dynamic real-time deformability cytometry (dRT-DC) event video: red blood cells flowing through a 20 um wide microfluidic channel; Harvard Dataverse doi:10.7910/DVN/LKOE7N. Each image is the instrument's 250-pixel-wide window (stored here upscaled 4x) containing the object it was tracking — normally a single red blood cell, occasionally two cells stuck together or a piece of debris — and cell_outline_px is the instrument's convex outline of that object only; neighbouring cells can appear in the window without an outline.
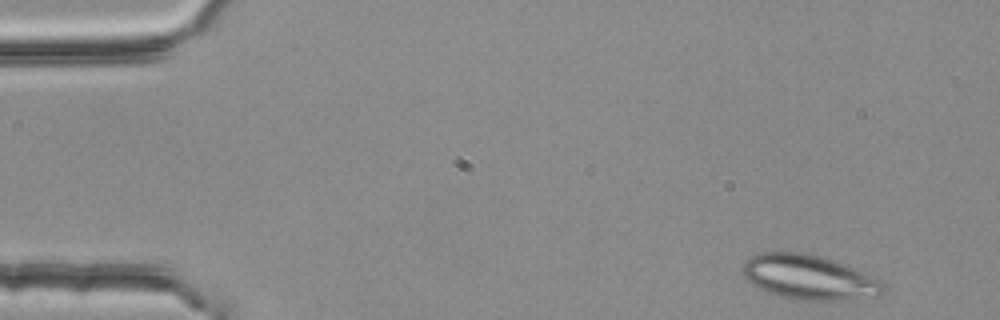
{"species": "common noctule bat (a hibernating species)", "species_latin": "Nyctalus noctula", "temperature_condition": "room temperature", "stored_images_in_passage": 6, "segment_of_instrument_passage": [1, 2], "camera_frame_rate_fps": 3000, "um_per_image_px": 0.085, "animal": {"sex": "female", "body_mass_g": 25.1}, "frame": {"image": 1, "passage_image": 1, "time_ms": 0.0, "image_size_px": [1000, 320], "cell_outline_px": [[888, 288], [880, 296], [836, 300], [800, 300], [776, 296], [752, 284], [744, 276], [740, 268], [744, 260], [760, 252], [804, 252], [820, 256], [832, 260], [884, 280]], "centroid_in_image_um": [68.78, 23.57], "position_along_channel_um": 16.2, "area_um2": 36.93}}